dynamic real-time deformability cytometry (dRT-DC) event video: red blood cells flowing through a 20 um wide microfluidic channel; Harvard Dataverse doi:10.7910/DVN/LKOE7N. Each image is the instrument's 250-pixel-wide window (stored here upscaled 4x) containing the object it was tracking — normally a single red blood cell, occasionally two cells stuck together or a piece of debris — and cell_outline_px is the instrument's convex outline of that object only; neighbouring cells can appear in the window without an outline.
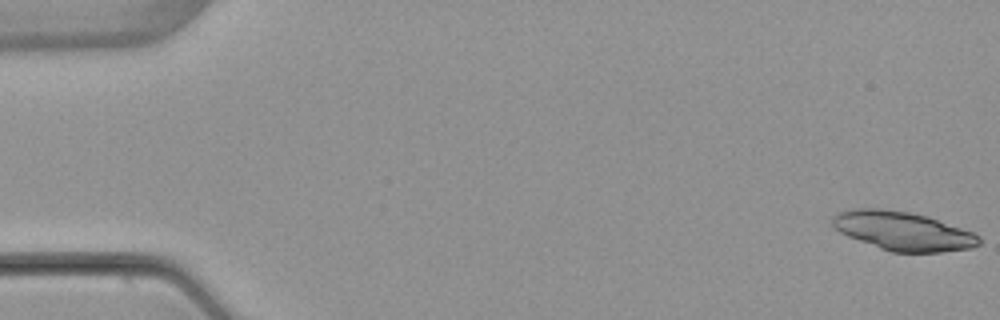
{"species": "common noctule bat (a hibernating species)", "species_latin": "Nyctalus noctula", "temperature_condition": "warm", "stored_images_in_passage": 5, "camera_frame_rate_fps": 3000, "um_per_image_px": 0.085, "animal": {"sex": "female", "body_mass_g": 22.7, "forearm_length_mm": 54.2}, "frame": {"image": 1, "passage_image": 1, "time_ms": 0.0, "image_size_px": [1000, 320], "cell_outline_px": [[980, 244], [972, 248], [944, 252], [892, 252], [880, 248], [848, 236], [840, 232], [832, 224], [832, 216], [836, 212], [856, 208], [880, 208], [908, 212], [928, 216], [972, 232], [980, 236]], "centroid_in_image_um": [76.75, 19.63], "position_along_channel_um": 8.3, "area_um2": 33.06}}